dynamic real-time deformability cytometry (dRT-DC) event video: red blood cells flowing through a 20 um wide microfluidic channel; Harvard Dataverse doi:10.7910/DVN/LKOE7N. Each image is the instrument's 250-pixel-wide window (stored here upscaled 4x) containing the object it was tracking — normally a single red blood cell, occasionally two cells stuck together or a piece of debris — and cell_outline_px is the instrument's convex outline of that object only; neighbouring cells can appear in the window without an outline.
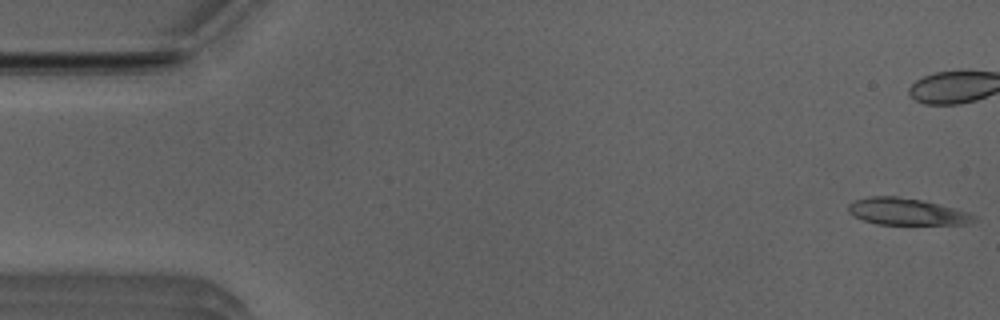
{"species": "Egyptian fruit bat (a non-hibernating species)", "species_latin": "Rousettus aegyptiacus", "temperature_condition": "room temperature", "stored_images_in_passage": 52, "camera_frame_rate_fps": 3000, "um_per_image_px": 0.085, "animal": {"sex": "male"}, "frame": {"image": 1, "passage_image": 1, "time_ms": 0.0, "image_size_px": [1000, 320], "cell_outline_px": [[976, 216], [972, 220], [964, 224], [876, 224], [864, 220], [848, 212], [848, 204], [856, 200], [868, 196], [896, 196], [920, 200], [968, 212]], "centroid_in_image_um": [77.0, 17.98], "position_along_channel_um": 8.0, "area_um2": 19.13}, "authors_computed_cell_mechanics": {"area_um2": 19.7965, "velocity_mm_per_s": 3.9606, "shape_relaxation_time_tau1_ms": 3.4939, "shape_relaxation_time_tau2_ms": 9.6804, "deformation_change_tau1": 0.1377, "deformation_change_tau2": 0.2158}}